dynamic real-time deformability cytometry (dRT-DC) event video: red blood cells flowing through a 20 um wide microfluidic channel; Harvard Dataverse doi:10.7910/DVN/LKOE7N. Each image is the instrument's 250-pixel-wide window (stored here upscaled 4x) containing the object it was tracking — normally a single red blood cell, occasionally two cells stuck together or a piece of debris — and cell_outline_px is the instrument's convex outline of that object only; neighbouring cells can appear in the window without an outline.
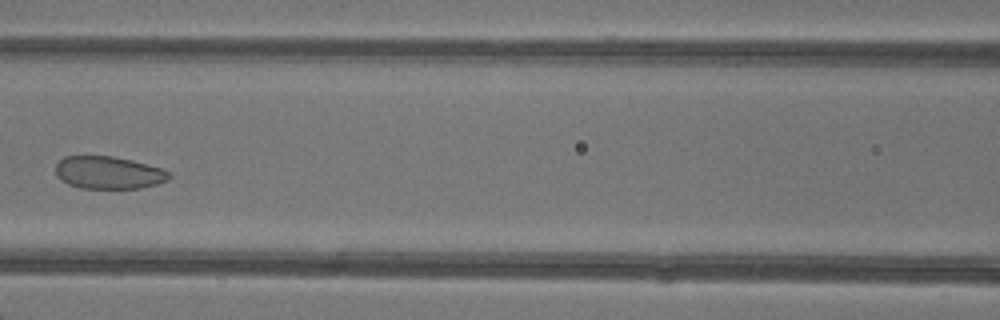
{"species": "common noctule bat (a hibernating species)", "species_latin": "Nyctalus noctula", "temperature_condition": "warm", "stored_images_in_passage": 6, "camera_frame_rate_fps": 3000, "um_per_image_px": 0.085, "animal": {"sex": "female"}, "frame": {"image": 1, "passage_image": 6, "time_ms": 5.667, "image_size_px": [1000, 320], "cell_outline_px": [[172, 176], [168, 180], [156, 184], [140, 188], [80, 188], [68, 184], [60, 180], [56, 176], [56, 164], [64, 156], [112, 156], [132, 160], [160, 168], [168, 172]], "centroid_in_image_um": [9.2, 14.67], "position_along_channel_um": 157.4, "area_um2": 21.5}}